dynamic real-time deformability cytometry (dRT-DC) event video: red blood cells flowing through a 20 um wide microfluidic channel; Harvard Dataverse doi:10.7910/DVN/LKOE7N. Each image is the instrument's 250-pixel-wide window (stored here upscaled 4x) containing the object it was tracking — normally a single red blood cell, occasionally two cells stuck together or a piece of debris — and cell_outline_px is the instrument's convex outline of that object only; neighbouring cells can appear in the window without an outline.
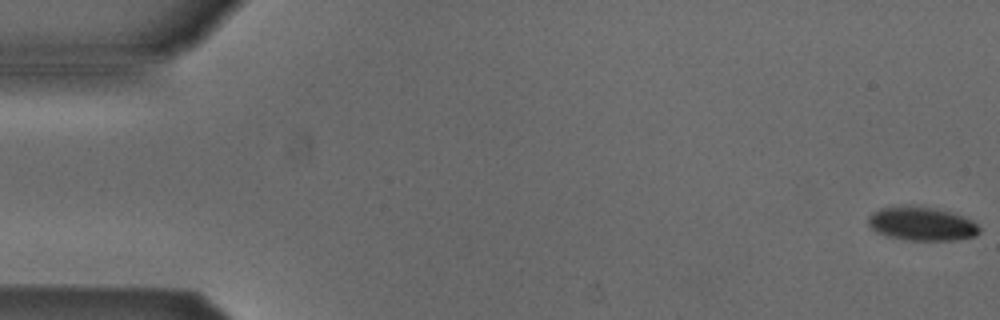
{"species": "Egyptian fruit bat (a non-hibernating species)", "species_latin": "Rousettus aegyptiacus", "temperature_condition": "cold", "stored_images_in_passage": 6, "camera_frame_rate_fps": 3000, "um_per_image_px": 0.085, "animal": {"sex": "male"}, "frame": {"image": 1, "passage_image": 1, "time_ms": 0.0, "image_size_px": [1000, 320], "cell_outline_px": [[980, 232], [972, 236], [952, 240], [908, 240], [888, 236], [876, 232], [868, 224], [868, 216], [872, 212], [880, 208], [936, 208], [972, 220], [980, 228]], "centroid_in_image_um": [78.33, 19.05], "position_along_channel_um": 6.7, "area_um2": 20.98}}